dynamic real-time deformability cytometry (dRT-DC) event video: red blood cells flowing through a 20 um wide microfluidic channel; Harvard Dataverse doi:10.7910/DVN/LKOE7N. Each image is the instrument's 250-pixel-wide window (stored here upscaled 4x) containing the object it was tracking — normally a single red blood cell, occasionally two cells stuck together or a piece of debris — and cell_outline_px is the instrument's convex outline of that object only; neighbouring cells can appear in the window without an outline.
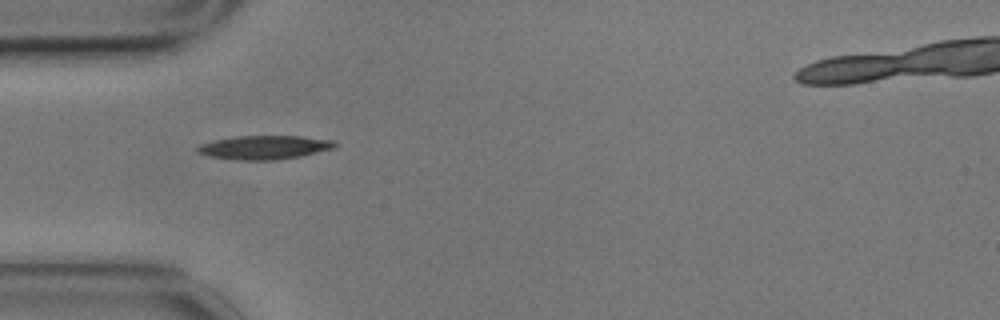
{"species": "common noctule bat (a hibernating species)", "species_latin": "Nyctalus noctula", "temperature_condition": "cold", "stored_images_in_passage": 41, "camera_frame_rate_fps": 3000, "um_per_image_px": 0.085, "animal": {"sex": "male", "body_mass_g": 17.9}, "frame": {"image": 1, "passage_image": 1, "time_ms": 0.0, "image_size_px": [1000, 320], "cell_outline_px": [[336, 148], [300, 156], [276, 160], [240, 160], [208, 156], [196, 152], [196, 148], [200, 144], [216, 140], [236, 136], [300, 136], [336, 140]], "centroid_in_image_um": [22.5, 12.52], "position_along_channel_um": 62.5, "area_um2": 19.07}}
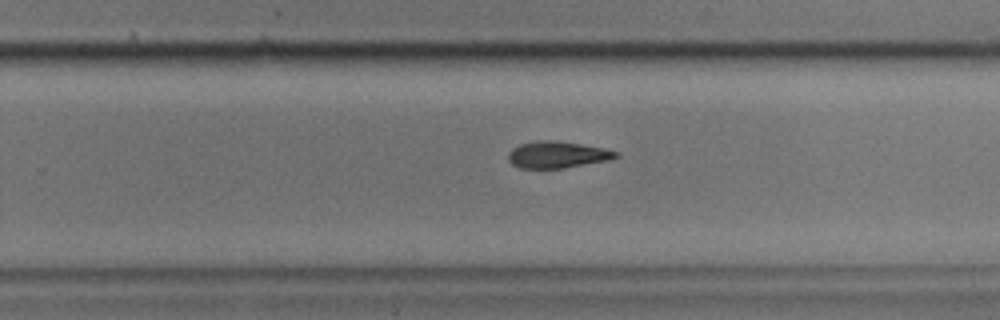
{"frame": {"image": 2, "passage_image": 20, "time_ms": 6.333, "image_size_px": [1000, 320], "cell_outline_px": [[620, 156], [608, 160], [564, 168], [520, 168], [512, 164], [508, 160], [508, 152], [512, 148], [520, 144], [540, 140], [556, 140], [604, 148], [616, 152]], "centroid_in_image_um": [47.34, 13.15], "position_along_channel_um": 282.5, "area_um2": 16.65}}
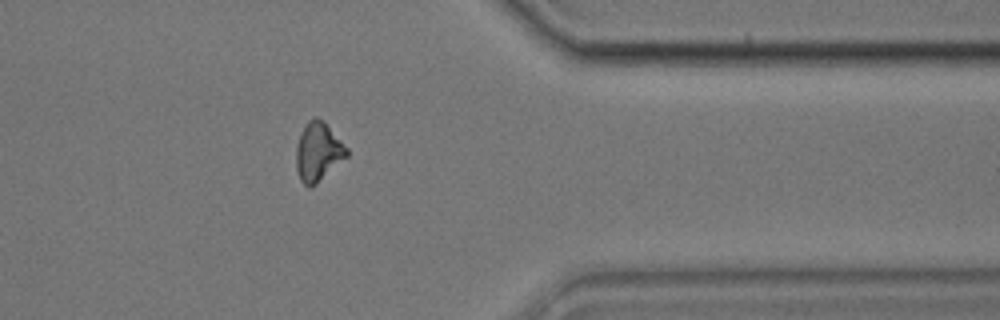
{"frame": {"image": 3, "passage_image": 30, "time_ms": 9.667, "image_size_px": [1000, 320], "cell_outline_px": [[348, 156], [316, 184], [308, 188], [300, 180], [296, 168], [296, 148], [300, 132], [308, 120], [312, 116], [316, 116], [324, 120], [348, 148]], "centroid_in_image_um": [27.04, 12.87], "position_along_channel_um": 384.4, "area_um2": 17.57}, "authors_computed_cell_mechanics": {"area_um2": 17.1088, "velocity_mm_per_s": 3.4821, "shape_relaxation_time_tau1_ms": 2.7607, "shape_relaxation_time_tau2_ms": null, "deformation_change_tau1": 0.1526, "deformation_change_tau2": null}}